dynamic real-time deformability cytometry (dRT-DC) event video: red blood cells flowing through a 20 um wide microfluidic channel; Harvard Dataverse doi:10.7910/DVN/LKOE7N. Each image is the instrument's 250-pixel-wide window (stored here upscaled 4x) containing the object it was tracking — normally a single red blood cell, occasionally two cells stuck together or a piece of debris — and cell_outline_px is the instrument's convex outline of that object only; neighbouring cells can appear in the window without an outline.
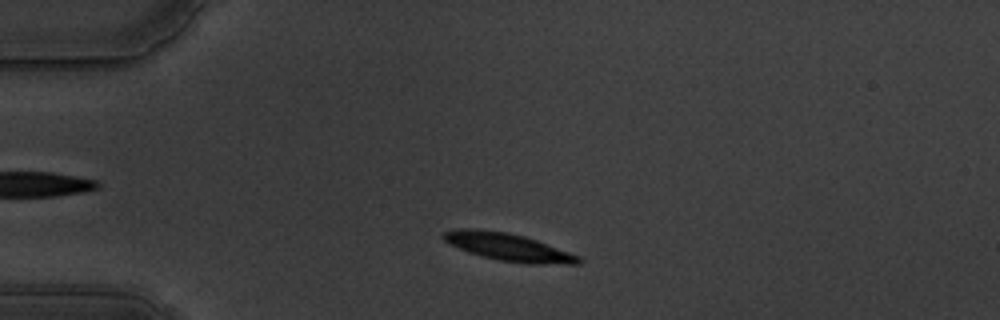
{"species": "common noctule bat (a hibernating species)", "species_latin": "Nyctalus noctula", "temperature_condition": "warm", "stored_images_in_passage": 50, "camera_frame_rate_fps": 3000, "um_per_image_px": 0.085, "animal": {"sex": "male", "body_mass_g": 19.5, "forearm_length_mm": 54.6}, "frame": {"image": 1, "passage_image": 6, "time_ms": 1.667, "image_size_px": [1000, 320], "cell_outline_px": [[584, 260], [580, 264], [528, 264], [500, 260], [480, 256], [468, 252], [448, 244], [440, 236], [444, 232], [456, 228], [472, 228], [508, 232], [524, 236], [536, 240], [580, 256]], "centroid_in_image_um": [43.18, 21.0], "position_along_channel_um": 41.8, "area_um2": 21.91}}
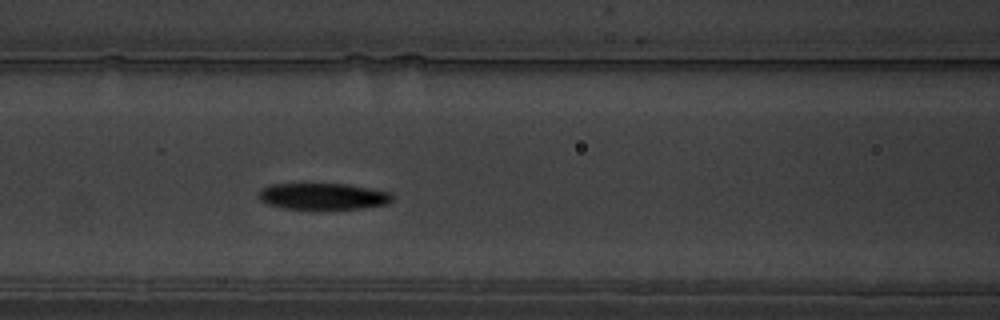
{"frame": {"image": 2, "passage_image": 17, "time_ms": 5.333, "image_size_px": [1000, 320], "cell_outline_px": [[396, 196], [388, 204], [364, 208], [284, 208], [268, 204], [260, 200], [256, 196], [260, 188], [272, 184], [348, 184], [392, 192]], "centroid_in_image_um": [27.49, 16.67], "position_along_channel_um": 139.1, "area_um2": 20.63}}
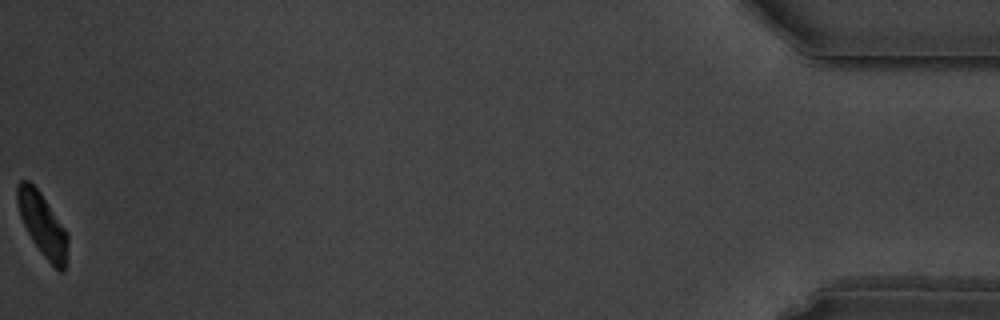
{"frame": {"image": 3, "passage_image": 50, "time_ms": 16.333, "image_size_px": [1000, 320], "cell_outline_px": [[68, 244], [64, 272], [60, 272], [44, 256], [32, 240], [20, 216], [16, 200], [16, 188], [20, 180], [28, 180], [40, 192], [68, 232]], "centroid_in_image_um": [3.62, 19.07], "position_along_channel_um": 431.6, "area_um2": 18.38}, "authors_computed_cell_mechanics": {"area_um2": 21.0392, "velocity_mm_per_s": 3.4957, "shape_relaxation_time_tau1_ms": 3.0978, "shape_relaxation_time_tau2_ms": 7.7485, "deformation_change_tau1": 0.1454, "deformation_change_tau2": 0.1197}}